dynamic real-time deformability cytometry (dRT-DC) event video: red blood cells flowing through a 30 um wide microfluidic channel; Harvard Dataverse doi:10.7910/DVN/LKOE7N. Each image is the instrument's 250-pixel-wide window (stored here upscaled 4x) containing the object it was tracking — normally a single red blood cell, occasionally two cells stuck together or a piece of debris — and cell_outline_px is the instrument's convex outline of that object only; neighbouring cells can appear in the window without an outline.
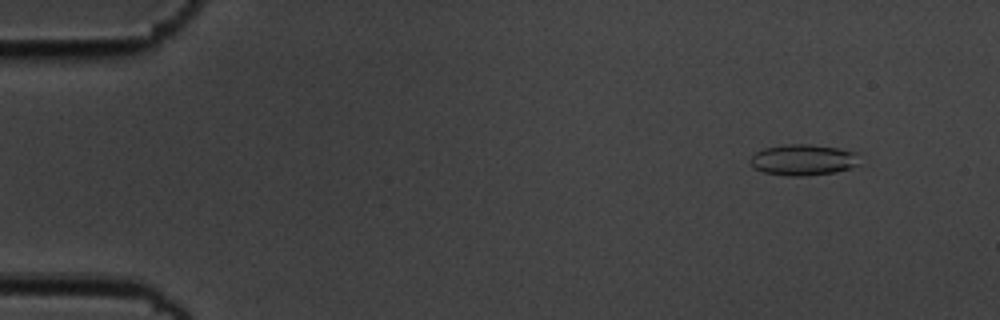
{"species": "common noctule bat (a hibernating species)", "species_latin": "Nyctalus noctula", "temperature_condition": "cold", "stored_images_in_passage": 56, "camera_frame_rate_fps": 3000, "um_per_image_px": 0.085, "animal": {"sex": "male", "body_mass_g": 19.5, "forearm_length_mm": 54.6}, "frame": {"image": 1, "passage_image": 6, "time_ms": 1.667, "image_size_px": [1000, 320], "cell_outline_px": [[860, 164], [836, 172], [808, 176], [784, 176], [764, 172], [756, 168], [748, 160], [756, 152], [764, 148], [784, 144], [808, 144], [840, 148], [860, 152]], "centroid_in_image_um": [68.33, 13.58], "position_along_channel_um": 16.7, "area_um2": 20.11}}
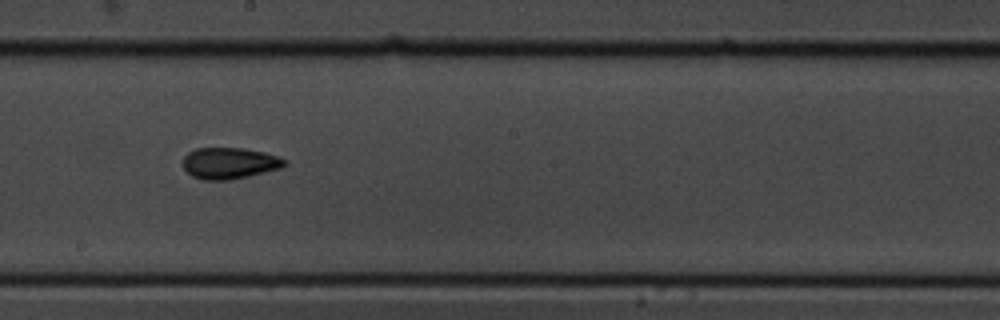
{"frame": {"image": 2, "passage_image": 32, "time_ms": 10.333, "image_size_px": [1000, 320], "cell_outline_px": [[288, 164], [280, 168], [232, 180], [204, 180], [192, 176], [184, 168], [184, 156], [188, 152], [196, 148], [244, 148], [264, 152], [288, 160]], "centroid_in_image_um": [19.52, 13.87], "position_along_channel_um": 228.7, "area_um2": 18.55}}
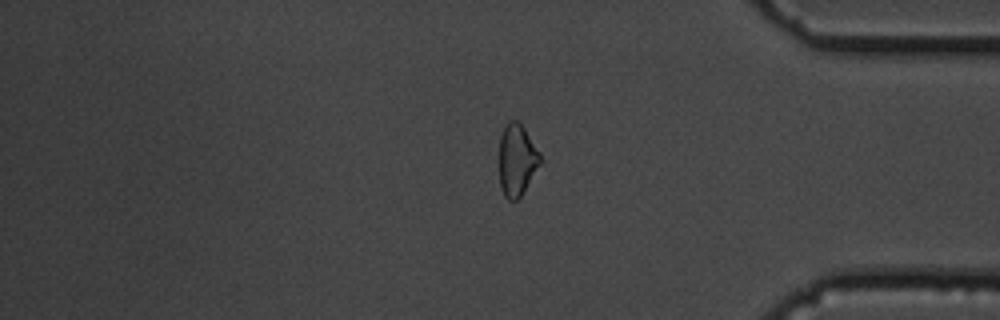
{"frame": {"image": 3, "passage_image": 47, "time_ms": 15.333, "image_size_px": [1000, 320], "cell_outline_px": [[540, 164], [520, 196], [516, 200], [508, 200], [504, 196], [500, 188], [500, 136], [504, 124], [508, 120], [516, 120], [524, 128], [540, 152]], "centroid_in_image_um": [43.91, 13.57], "position_along_channel_um": 391.3, "area_um2": 16.99}, "authors_computed_cell_mechanics": {"area_um2": 18.8139, "velocity_mm_per_s": 3.6388, "shape_relaxation_time_tau1_ms": 5.3467, "shape_relaxation_time_tau2_ms": 4.3536, "deformation_change_tau1": 0.0888, "deformation_change_tau2": 0.0895}}